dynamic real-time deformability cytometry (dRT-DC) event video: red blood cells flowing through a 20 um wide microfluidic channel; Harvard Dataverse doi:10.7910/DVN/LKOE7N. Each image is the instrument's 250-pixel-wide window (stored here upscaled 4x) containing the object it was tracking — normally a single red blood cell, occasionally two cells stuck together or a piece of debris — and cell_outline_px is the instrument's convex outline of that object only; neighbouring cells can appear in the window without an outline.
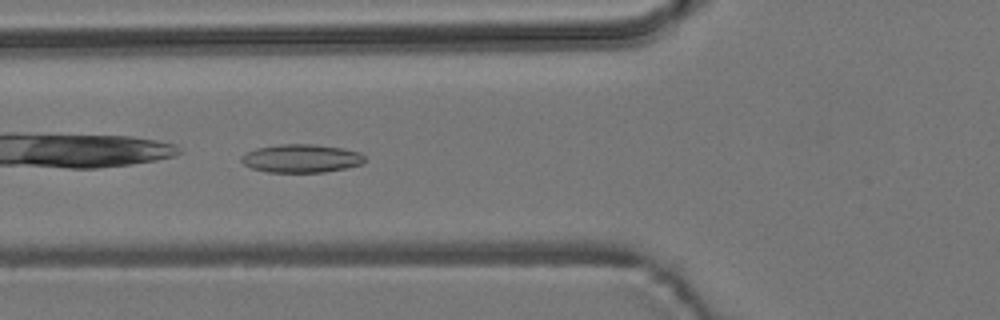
{"species": "common noctule bat (a hibernating species)", "species_latin": "Nyctalus noctula", "temperature_condition": "room temperature", "stored_images_in_passage": 6, "camera_frame_rate_fps": 3000, "um_per_image_px": 0.085, "animal": {"sex": "male", "body_mass_g": 19.2, "forearm_length_mm": 51.8}, "frame": {"image": 1, "passage_image": 6, "time_ms": 6.333, "image_size_px": [1000, 320], "cell_outline_px": [[364, 164], [348, 168], [324, 172], [268, 172], [252, 168], [244, 164], [240, 160], [240, 156], [256, 148], [280, 144], [316, 144], [340, 148], [360, 152], [364, 156]], "centroid_in_image_um": [25.63, 13.47], "position_along_channel_um": 100.2, "area_um2": 20.4}}